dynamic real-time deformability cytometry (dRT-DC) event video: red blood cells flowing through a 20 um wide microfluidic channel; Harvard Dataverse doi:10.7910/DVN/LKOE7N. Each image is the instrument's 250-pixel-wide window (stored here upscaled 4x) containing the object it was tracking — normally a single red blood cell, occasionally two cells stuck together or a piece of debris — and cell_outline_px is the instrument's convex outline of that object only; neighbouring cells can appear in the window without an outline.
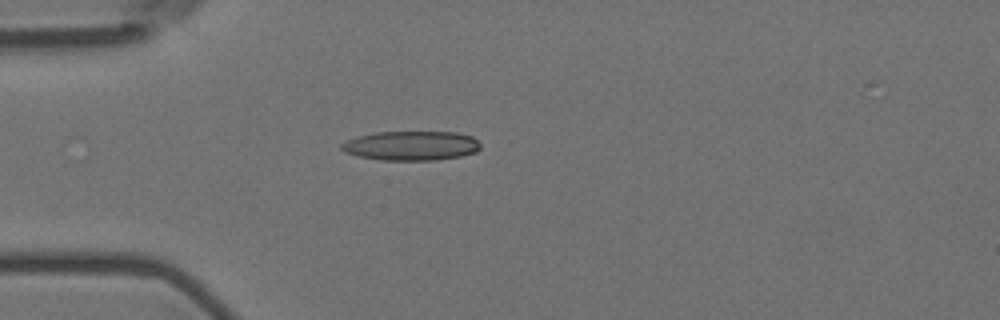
{"species": "Egyptian fruit bat (a non-hibernating species)", "species_latin": "Rousettus aegyptiacus", "temperature_condition": "room temperature", "stored_images_in_passage": 57, "camera_frame_rate_fps": 3000, "um_per_image_px": 0.085, "animal": {"sex": "female"}, "frame": {"image": 1, "passage_image": 16, "time_ms": 5.0, "image_size_px": [1000, 320], "cell_outline_px": [[480, 148], [476, 152], [460, 156], [436, 160], [380, 160], [360, 156], [344, 152], [340, 148], [340, 144], [356, 136], [376, 132], [456, 132], [472, 136], [480, 144]], "centroid_in_image_um": [34.94, 12.38], "position_along_channel_um": 50.1, "area_um2": 23.81}}
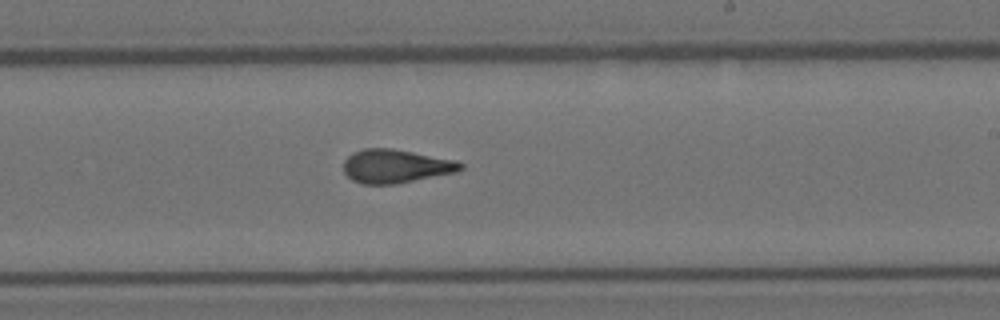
{"frame": {"image": 2, "passage_image": 34, "time_ms": 11.0, "image_size_px": [1000, 320], "cell_outline_px": [[464, 168], [456, 172], [396, 184], [364, 184], [352, 180], [344, 172], [344, 160], [352, 152], [364, 148], [392, 148], [456, 160], [464, 164]], "centroid_in_image_um": [33.64, 14.12], "position_along_channel_um": 255.4, "area_um2": 22.95}}
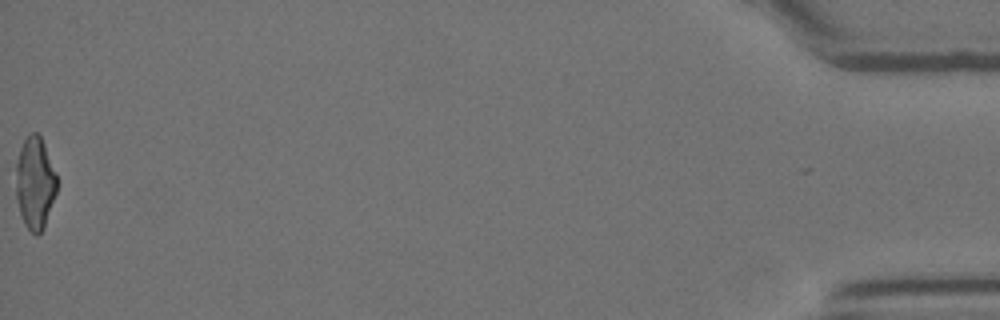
{"frame": {"image": 3, "passage_image": 57, "time_ms": 18.667, "image_size_px": [1000, 320], "cell_outline_px": [[56, 192], [44, 224], [40, 232], [36, 236], [24, 224], [20, 212], [16, 196], [16, 160], [20, 148], [24, 140], [32, 132], [36, 132], [40, 136], [44, 144], [56, 172]], "centroid_in_image_um": [2.95, 15.52], "position_along_channel_um": 432.2, "area_um2": 21.62}, "authors_computed_cell_mechanics": {"area_um2": 22.6576, "velocity_mm_per_s": 3.6184, "shape_relaxation_time_tau1_ms": null, "shape_relaxation_time_tau2_ms": 2.2553, "deformation_change_tau1": null, "deformation_change_tau2": 0.1149}}